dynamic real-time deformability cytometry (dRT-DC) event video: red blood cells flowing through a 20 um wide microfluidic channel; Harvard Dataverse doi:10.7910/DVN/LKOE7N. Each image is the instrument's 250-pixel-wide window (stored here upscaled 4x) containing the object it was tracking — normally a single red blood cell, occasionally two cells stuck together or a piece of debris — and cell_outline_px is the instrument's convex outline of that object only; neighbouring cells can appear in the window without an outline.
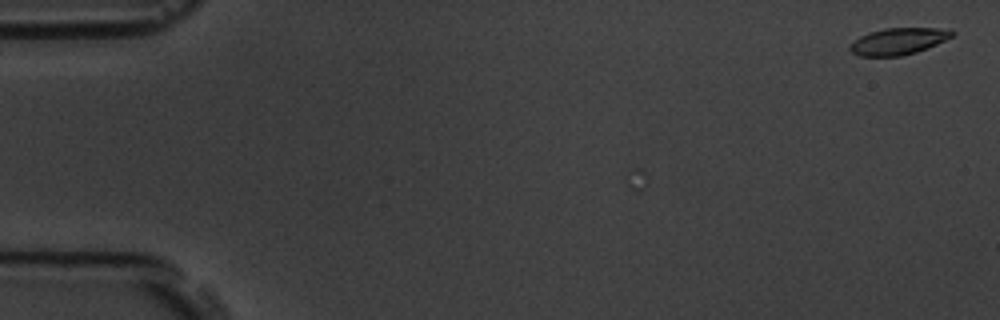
{"species": "common noctule bat (a hibernating species)", "species_latin": "Nyctalus noctula", "temperature_condition": "room temperature", "stored_images_in_passage": 3, "camera_frame_rate_fps": 3000, "um_per_image_px": 0.085, "animal": {"sex": "male", "body_mass_g": 19.5, "forearm_length_mm": 54.6}, "frame": {"image": 1, "passage_image": 1, "time_ms": 0.0, "image_size_px": [1000, 320], "cell_outline_px": [[956, 32], [952, 36], [936, 44], [916, 52], [900, 56], [860, 56], [852, 52], [848, 48], [860, 36], [868, 32], [884, 28], [952, 28]], "centroid_in_image_um": [76.39, 3.49], "position_along_channel_um": 8.6, "area_um2": 15.84}}